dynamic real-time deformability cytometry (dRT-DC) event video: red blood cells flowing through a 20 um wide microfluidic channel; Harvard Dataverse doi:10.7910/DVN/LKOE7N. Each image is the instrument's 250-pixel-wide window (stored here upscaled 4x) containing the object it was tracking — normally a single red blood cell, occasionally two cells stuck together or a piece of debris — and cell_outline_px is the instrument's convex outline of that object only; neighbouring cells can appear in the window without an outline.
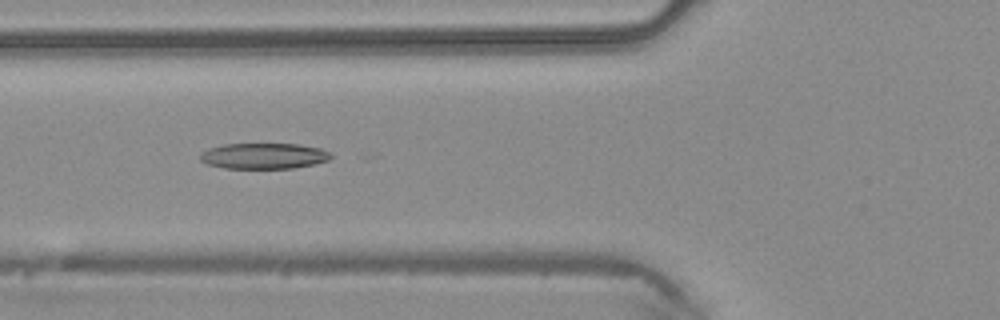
{"species": "common noctule bat (a hibernating species)", "species_latin": "Nyctalus noctula", "temperature_condition": "warm", "stored_images_in_passage": 47, "camera_frame_rate_fps": 3000, "um_per_image_px": 0.085, "animal": {"sex": "male", "body_mass_g": 20.4}, "frame": {"image": 1, "passage_image": 18, "time_ms": 5.667, "image_size_px": [1000, 320], "cell_outline_px": [[332, 156], [328, 160], [316, 164], [292, 168], [224, 168], [208, 164], [200, 160], [200, 152], [208, 148], [224, 144], [300, 144], [320, 148], [328, 152]], "centroid_in_image_um": [22.41, 13.25], "position_along_channel_um": 103.4, "area_um2": 19.65}}
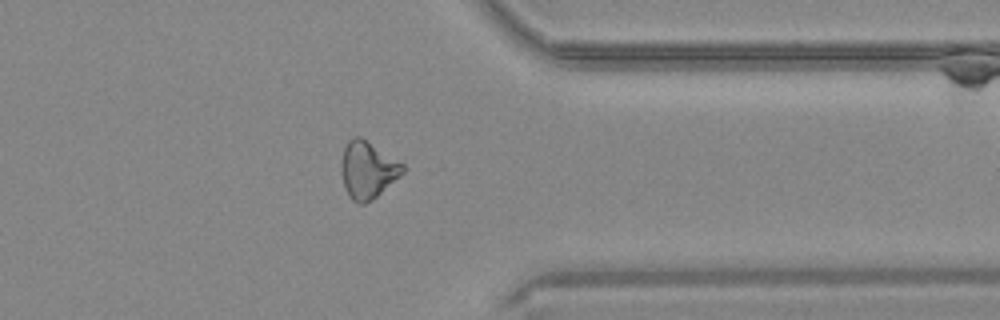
{"frame": {"image": 2, "passage_image": 38, "time_ms": 12.333, "image_size_px": [1000, 320], "cell_outline_px": [[404, 172], [400, 176], [372, 200], [364, 204], [356, 204], [348, 196], [340, 172], [340, 164], [344, 148], [348, 140], [352, 136], [360, 136], [404, 164]], "centroid_in_image_um": [31.22, 14.45], "position_along_channel_um": 380.2, "area_um2": 20.52}}